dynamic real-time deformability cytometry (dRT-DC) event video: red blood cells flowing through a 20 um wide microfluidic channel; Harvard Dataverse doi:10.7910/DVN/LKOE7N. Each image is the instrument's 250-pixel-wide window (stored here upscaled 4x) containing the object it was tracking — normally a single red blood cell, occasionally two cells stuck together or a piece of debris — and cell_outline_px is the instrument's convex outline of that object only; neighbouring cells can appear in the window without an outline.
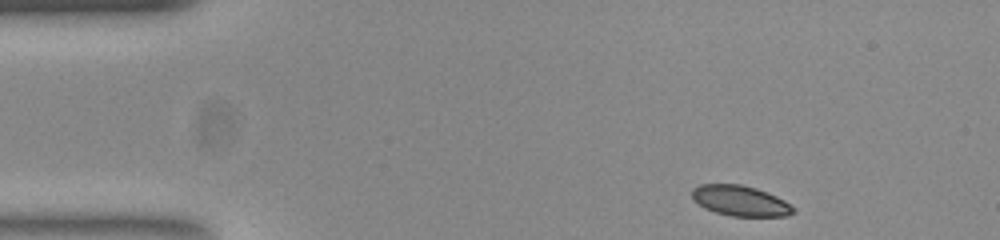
{"species": "common noctule bat (a hibernating species)", "species_latin": "Nyctalus noctula", "temperature_condition": "room temperature", "stored_images_in_passage": 47, "camera_frame_rate_fps": 3000, "um_per_image_px": 0.085, "animal": {"sex": "female", "body_mass_g": 23.0, "forearm_length_mm": 53.4}, "frame": {"image": 1, "passage_image": 1, "time_ms": 0.0, "image_size_px": [1000, 240], "cell_outline_px": [[796, 212], [788, 216], [732, 216], [716, 212], [704, 208], [692, 200], [692, 188], [700, 184], [740, 184], [756, 188], [768, 192], [784, 200], [796, 208]], "centroid_in_image_um": [62.93, 17.06], "position_along_channel_um": 22.1, "area_um2": 18.15}}
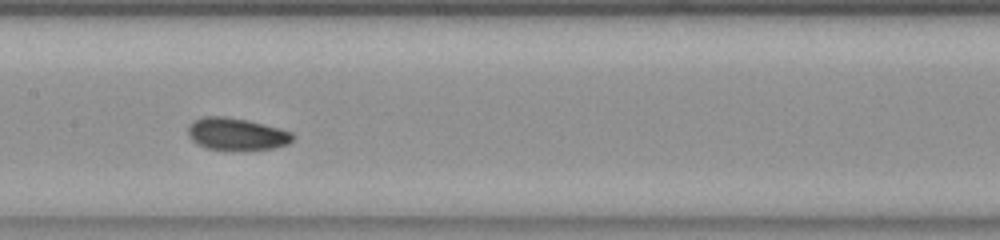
{"frame": {"image": 2, "passage_image": 20, "time_ms": 6.333, "image_size_px": [1000, 240], "cell_outline_px": [[292, 140], [288, 144], [272, 148], [204, 148], [192, 140], [188, 136], [188, 128], [196, 120], [204, 116], [224, 116], [248, 120], [292, 132]], "centroid_in_image_um": [20.08, 11.36], "position_along_channel_um": 187.3, "area_um2": 18.9}}
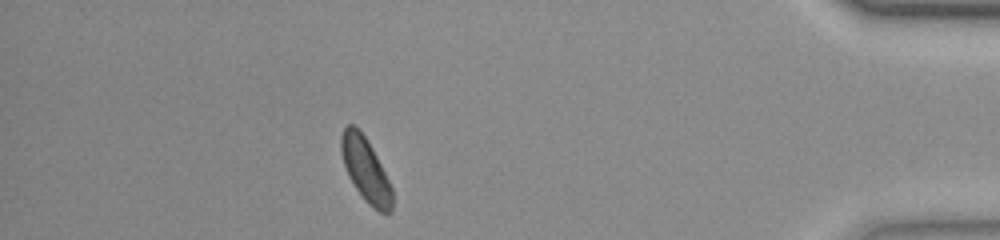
{"frame": {"image": 3, "passage_image": 41, "time_ms": 13.333, "image_size_px": [1000, 240], "cell_outline_px": [[392, 208], [388, 212], [380, 212], [368, 204], [364, 200], [348, 176], [340, 152], [340, 136], [344, 128], [348, 124], [352, 124], [364, 136], [372, 148], [392, 188]], "centroid_in_image_um": [31.05, 14.42], "position_along_channel_um": 404.2, "area_um2": 18.61}, "authors_computed_cell_mechanics": {"area_um2": 19.074, "velocity_mm_per_s": 3.8277, "shape_relaxation_time_tau1_ms": null, "shape_relaxation_time_tau2_ms": 6.0021, "deformation_change_tau1": null, "deformation_change_tau2": 0.096}}